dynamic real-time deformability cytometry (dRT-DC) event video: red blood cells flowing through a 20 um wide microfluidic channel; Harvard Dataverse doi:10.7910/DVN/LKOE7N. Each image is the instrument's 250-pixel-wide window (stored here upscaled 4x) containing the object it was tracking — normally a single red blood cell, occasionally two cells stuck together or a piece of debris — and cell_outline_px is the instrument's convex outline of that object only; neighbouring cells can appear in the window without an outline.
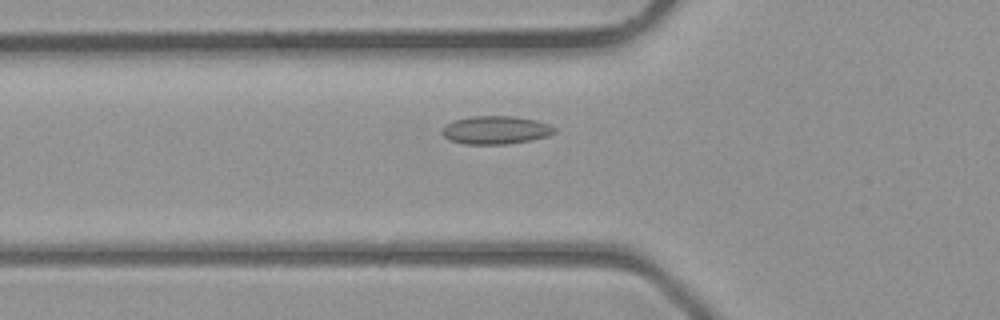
{"species": "common noctule bat (a hibernating species)", "species_latin": "Nyctalus noctula", "temperature_condition": "room temperature", "stored_images_in_passage": 31, "camera_frame_rate_fps": 3000, "um_per_image_px": 0.085, "animal": {"sex": "male", "body_mass_g": 23.1, "forearm_length_mm": 52.7}, "frame": {"image": 1, "passage_image": 7, "time_ms": 2.0, "image_size_px": [1000, 320], "cell_outline_px": [[556, 132], [548, 136], [532, 140], [508, 144], [464, 144], [448, 140], [440, 132], [448, 124], [456, 120], [472, 116], [516, 116], [536, 120], [548, 124], [556, 128]], "centroid_in_image_um": [42.17, 11.06], "position_along_channel_um": 83.6, "area_um2": 18.5}}
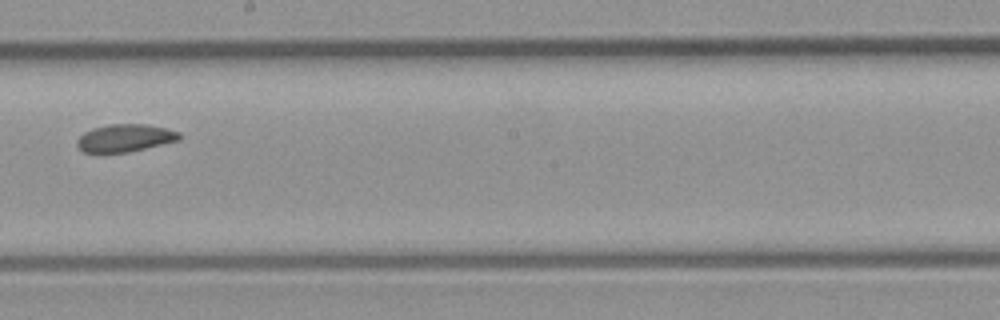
{"frame": {"image": 2, "passage_image": 16, "time_ms": 5.0, "image_size_px": [1000, 320], "cell_outline_px": [[180, 140], [128, 152], [104, 156], [100, 156], [84, 152], [76, 144], [76, 140], [84, 132], [92, 128], [108, 124], [144, 124], [164, 128], [180, 132]], "centroid_in_image_um": [10.54, 11.77], "position_along_channel_um": 237.7, "area_um2": 16.99}}
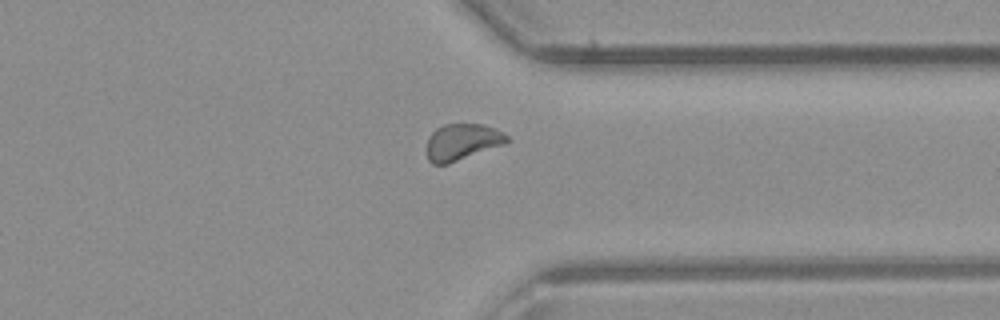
{"frame": {"image": 3, "passage_image": 24, "time_ms": 7.667, "image_size_px": [1000, 320], "cell_outline_px": [[508, 140], [504, 144], [448, 164], [432, 164], [428, 160], [428, 136], [436, 128], [444, 124], [484, 124], [504, 132], [508, 136]], "centroid_in_image_um": [39.28, 12.05], "position_along_channel_um": 372.1, "area_um2": 16.94}}